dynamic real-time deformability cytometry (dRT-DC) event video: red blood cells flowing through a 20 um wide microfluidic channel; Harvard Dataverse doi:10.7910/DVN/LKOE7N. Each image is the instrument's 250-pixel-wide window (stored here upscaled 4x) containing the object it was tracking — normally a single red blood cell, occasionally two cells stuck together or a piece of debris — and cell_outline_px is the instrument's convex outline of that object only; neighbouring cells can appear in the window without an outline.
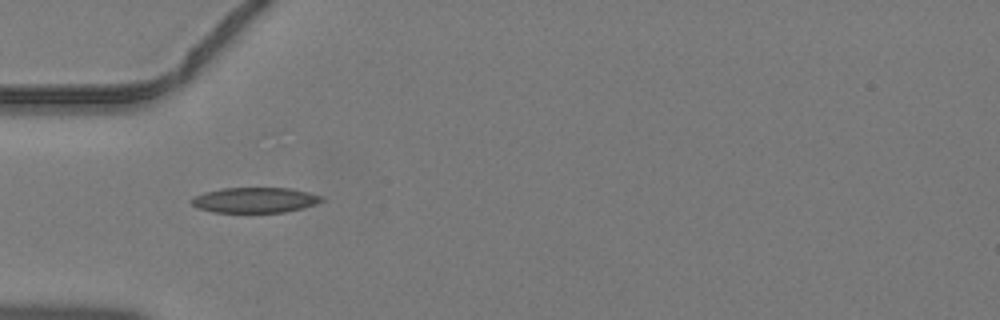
{"species": "common noctule bat (a hibernating species)", "species_latin": "Nyctalus noctula", "temperature_condition": "warm", "stored_images_in_passage": 32, "camera_frame_rate_fps": 3000, "um_per_image_px": 0.085, "animal": {"sex": "male", "body_mass_g": 19.2, "forearm_length_mm": 51.8}, "frame": {"image": 1, "passage_image": 1, "time_ms": 0.0, "image_size_px": [1000, 320], "cell_outline_px": [[324, 200], [316, 204], [284, 212], [212, 212], [200, 208], [192, 204], [188, 200], [192, 196], [204, 192], [220, 188], [288, 188], [308, 192], [324, 196]], "centroid_in_image_um": [21.63, 16.99], "position_along_channel_um": 63.4, "area_um2": 19.25}}
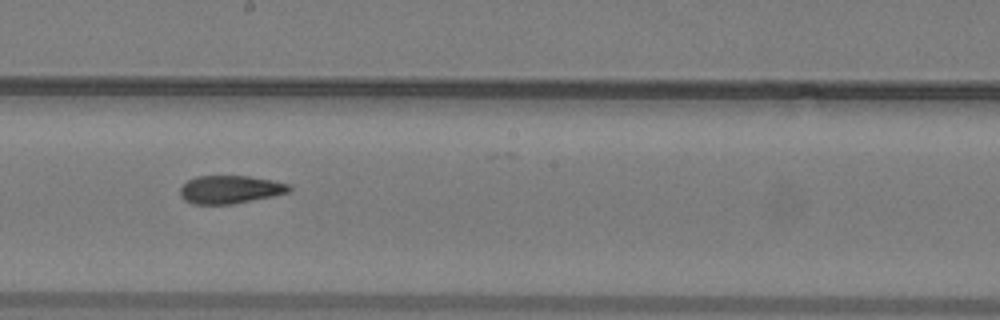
{"frame": {"image": 2, "passage_image": 12, "time_ms": 3.667, "image_size_px": [1000, 320], "cell_outline_px": [[292, 188], [288, 192], [272, 196], [232, 204], [192, 204], [184, 200], [180, 196], [180, 188], [188, 180], [196, 176], [248, 176], [272, 180], [288, 184]], "centroid_in_image_um": [19.53, 16.11], "position_along_channel_um": 228.7, "area_um2": 17.74}}
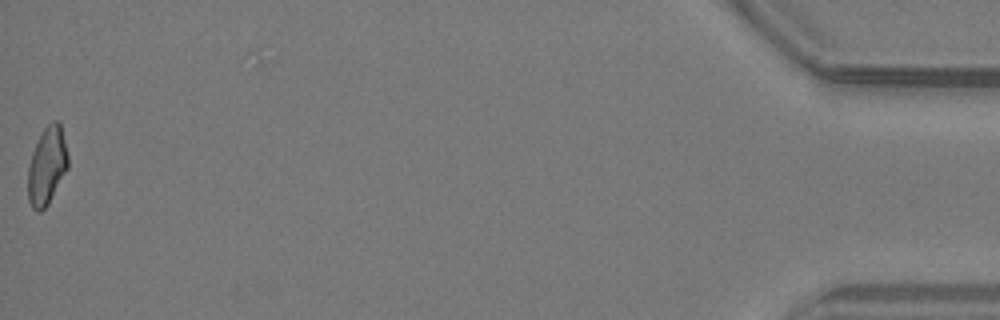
{"frame": {"image": 3, "passage_image": 32, "time_ms": 10.333, "image_size_px": [1000, 320], "cell_outline_px": [[68, 168], [48, 204], [40, 212], [36, 212], [32, 208], [28, 200], [28, 168], [32, 152], [44, 128], [52, 120], [60, 120], [68, 156]], "centroid_in_image_um": [4.0, 14.1], "position_along_channel_um": 431.2, "area_um2": 18.15}}